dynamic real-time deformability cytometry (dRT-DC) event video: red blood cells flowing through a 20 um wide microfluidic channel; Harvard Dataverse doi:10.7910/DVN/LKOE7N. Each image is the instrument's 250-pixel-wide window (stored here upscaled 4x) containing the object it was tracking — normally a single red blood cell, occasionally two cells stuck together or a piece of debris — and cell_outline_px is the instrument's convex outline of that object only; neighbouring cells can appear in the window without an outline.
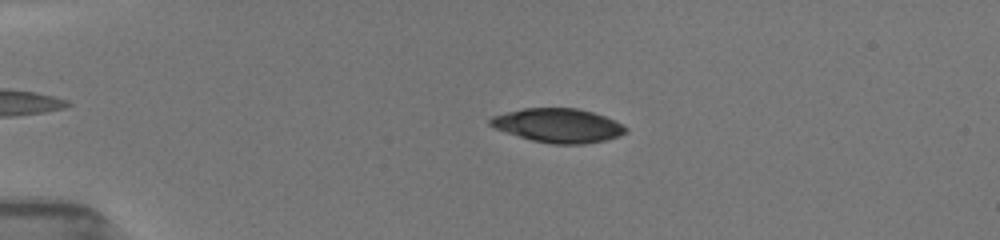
{"species": "common noctule bat (a hibernating species)", "species_latin": "Nyctalus noctula", "temperature_condition": "room temperature", "stored_images_in_passage": 52, "camera_frame_rate_fps": 3000, "um_per_image_px": 0.085, "animal": {"sex": "female", "body_mass_g": 19.5, "forearm_length_mm": 54.1}, "frame": {"image": 1, "passage_image": 13, "time_ms": 3.667, "image_size_px": [1000, 240], "cell_outline_px": [[628, 132], [620, 136], [604, 140], [584, 144], [552, 144], [532, 140], [496, 128], [488, 124], [488, 120], [492, 116], [524, 108], [576, 108], [592, 112], [604, 116], [628, 128]], "centroid_in_image_um": [47.46, 10.67], "position_along_channel_um": 37.5, "area_um2": 26.53}}
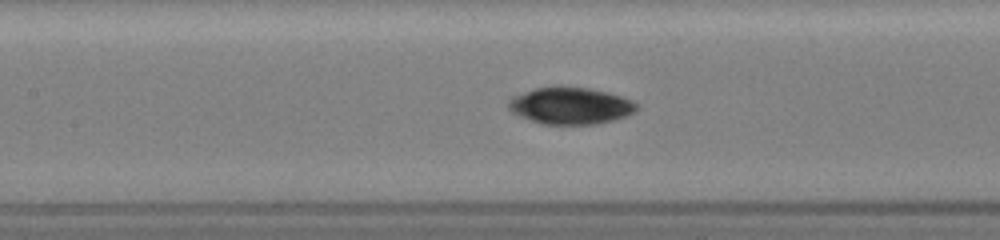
{"frame": {"image": 2, "passage_image": 26, "time_ms": 8.0, "image_size_px": [1000, 240], "cell_outline_px": [[640, 108], [624, 116], [612, 120], [596, 124], [540, 124], [520, 116], [512, 112], [508, 108], [508, 100], [512, 96], [532, 88], [552, 84], [560, 84], [588, 88], [608, 92], [632, 100]], "centroid_in_image_um": [48.42, 8.95], "position_along_channel_um": 159.0, "area_um2": 28.09}}
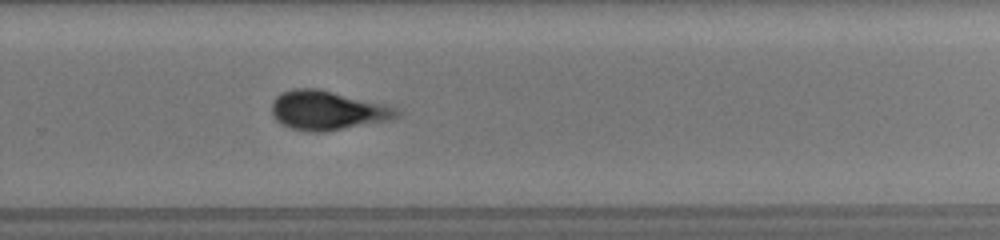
{"frame": {"image": 3, "passage_image": 51, "time_ms": 11.667, "image_size_px": [1000, 240], "cell_outline_px": [[400, 112], [392, 120], [324, 132], [308, 132], [288, 128], [280, 124], [276, 120], [272, 112], [272, 100], [280, 92], [292, 88], [320, 88], [388, 104], [396, 108]], "centroid_in_image_um": [27.82, 9.37], "position_along_channel_um": 302.0, "area_um2": 29.19}}